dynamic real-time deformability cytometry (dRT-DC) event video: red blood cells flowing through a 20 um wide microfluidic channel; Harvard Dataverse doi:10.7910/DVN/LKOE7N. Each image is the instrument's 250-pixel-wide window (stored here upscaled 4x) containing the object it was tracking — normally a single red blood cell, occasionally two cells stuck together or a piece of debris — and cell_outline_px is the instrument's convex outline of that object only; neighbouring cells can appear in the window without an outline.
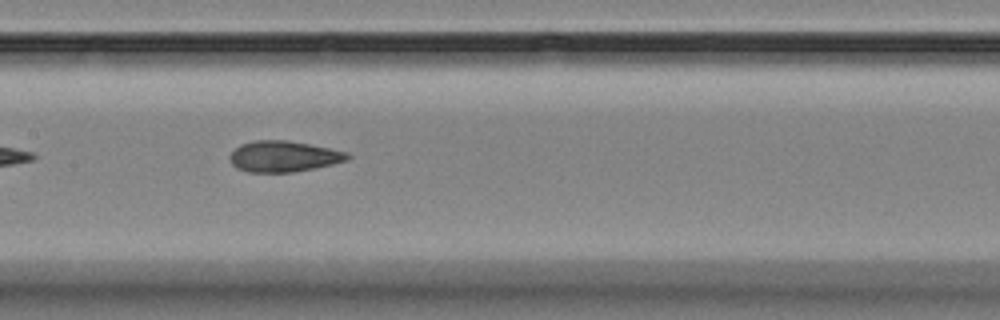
{"species": "Egyptian fruit bat (a non-hibernating species)", "species_latin": "Rousettus aegyptiacus", "temperature_condition": "room temperature", "stored_images_in_passage": 7, "camera_frame_rate_fps": 3000, "um_per_image_px": 0.085, "animal": {"sex": "female"}, "frame": {"image": 1, "passage_image": 7, "time_ms": 6.667, "image_size_px": [1000, 320], "cell_outline_px": [[352, 156], [348, 160], [332, 164], [292, 172], [248, 172], [236, 168], [232, 164], [232, 152], [240, 144], [256, 140], [288, 140], [348, 152]], "centroid_in_image_um": [24.13, 13.29], "position_along_channel_um": 183.3, "area_um2": 20.98}}